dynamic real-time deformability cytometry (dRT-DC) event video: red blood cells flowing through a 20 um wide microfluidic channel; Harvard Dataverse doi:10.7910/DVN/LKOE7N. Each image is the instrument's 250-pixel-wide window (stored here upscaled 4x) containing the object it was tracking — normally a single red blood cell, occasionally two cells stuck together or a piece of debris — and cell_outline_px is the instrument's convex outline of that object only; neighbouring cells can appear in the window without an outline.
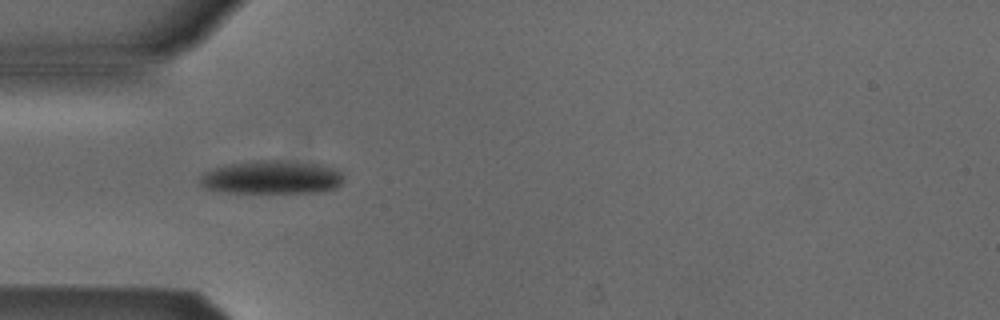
{"species": "Egyptian fruit bat (a non-hibernating species)", "species_latin": "Rousettus aegyptiacus", "temperature_condition": "cold", "stored_images_in_passage": 2, "camera_frame_rate_fps": 3000, "um_per_image_px": 0.085, "animal": {"sex": "male"}, "frame": {"image": 1, "passage_image": 2, "time_ms": 0.333, "image_size_px": [1000, 320], "cell_outline_px": [[344, 180], [336, 188], [320, 192], [220, 192], [204, 188], [200, 184], [200, 176], [204, 172], [224, 164], [256, 160], [280, 160], [320, 164], [332, 168], [340, 172], [344, 176]], "centroid_in_image_um": [23.07, 15.06], "position_along_channel_um": 61.9, "area_um2": 28.09}}